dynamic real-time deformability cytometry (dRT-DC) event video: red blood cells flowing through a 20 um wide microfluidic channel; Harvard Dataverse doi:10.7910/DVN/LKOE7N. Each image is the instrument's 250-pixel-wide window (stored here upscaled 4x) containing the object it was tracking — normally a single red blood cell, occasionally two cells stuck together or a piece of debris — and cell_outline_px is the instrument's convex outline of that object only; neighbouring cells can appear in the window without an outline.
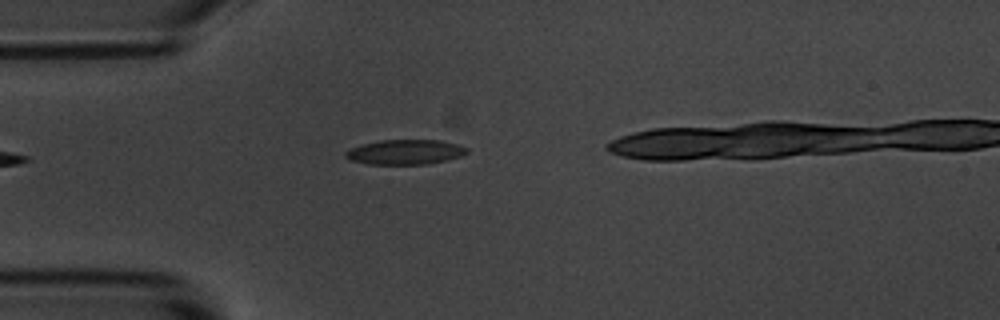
{"species": "common noctule bat (a hibernating species)", "species_latin": "Nyctalus noctula", "temperature_condition": "room temperature", "stored_images_in_passage": 4, "camera_frame_rate_fps": 3000, "um_per_image_px": 0.085, "animal": {"sex": "male", "body_mass_g": 20.1, "forearm_length_mm": 53.5}, "frame": {"image": 1, "passage_image": 2, "time_ms": 2.0, "image_size_px": [1000, 320], "cell_outline_px": [[468, 152], [460, 156], [428, 164], [368, 164], [352, 160], [344, 156], [344, 152], [352, 148], [364, 144], [380, 140], [440, 140], [456, 144], [468, 148]], "centroid_in_image_um": [34.44, 12.92], "position_along_channel_um": 50.6, "area_um2": 17.34}}